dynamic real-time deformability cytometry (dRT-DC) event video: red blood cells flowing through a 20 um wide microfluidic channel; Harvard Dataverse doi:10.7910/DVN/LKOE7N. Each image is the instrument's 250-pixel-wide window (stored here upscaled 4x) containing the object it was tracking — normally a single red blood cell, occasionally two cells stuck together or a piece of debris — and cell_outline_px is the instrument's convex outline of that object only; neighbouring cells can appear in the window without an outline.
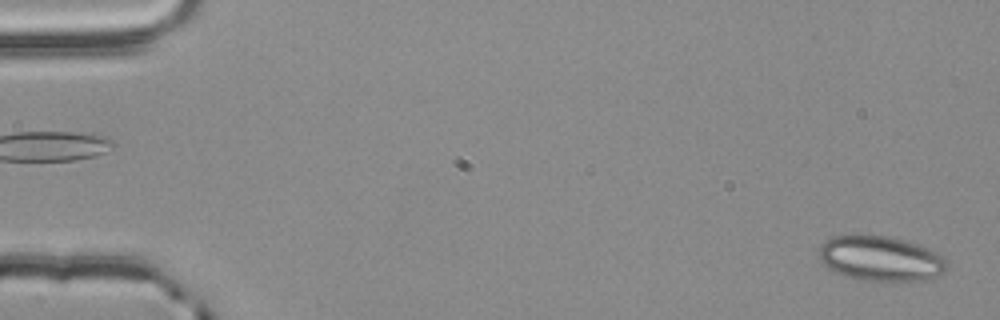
{"species": "common noctule bat (a hibernating species)", "species_latin": "Nyctalus noctula", "temperature_condition": "room temperature", "stored_images_in_passage": 55, "segment_of_instrument_passage": [1, 2], "camera_frame_rate_fps": 3000, "um_per_image_px": 0.085, "animal": {"sex": "male", "body_mass_g": 20.4}, "frame": {"image": 1, "passage_image": 1, "time_ms": 0.0, "image_size_px": [1000, 320], "cell_outline_px": [[948, 268], [940, 276], [924, 280], [860, 280], [844, 276], [828, 268], [820, 260], [820, 244], [824, 240], [832, 236], [888, 236], [908, 240], [928, 248], [944, 256], [948, 264]], "centroid_in_image_um": [74.89, 21.97], "position_along_channel_um": 10.1, "area_um2": 33.64}}